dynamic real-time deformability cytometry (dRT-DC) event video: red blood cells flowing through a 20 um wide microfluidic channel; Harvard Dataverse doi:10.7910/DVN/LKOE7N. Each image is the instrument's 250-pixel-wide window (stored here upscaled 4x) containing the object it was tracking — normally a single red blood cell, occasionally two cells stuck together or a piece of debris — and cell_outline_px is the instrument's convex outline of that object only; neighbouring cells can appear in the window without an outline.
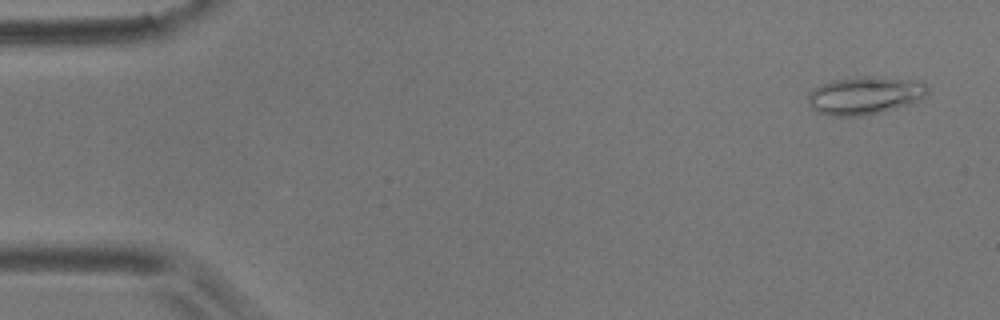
{"species": "common noctule bat (a hibernating species)", "species_latin": "Nyctalus noctula", "temperature_condition": "room temperature", "stored_images_in_passage": 54, "camera_frame_rate_fps": 3000, "um_per_image_px": 0.085, "animal": {"sex": "male", "body_mass_g": 17.9}, "frame": {"image": 1, "passage_image": 3, "time_ms": 0.667, "image_size_px": [1000, 320], "cell_outline_px": [[928, 92], [924, 100], [896, 108], [864, 116], [828, 116], [816, 112], [808, 104], [808, 92], [832, 80], [864, 76], [908, 80], [924, 84], [928, 88]], "centroid_in_image_um": [73.49, 8.15], "position_along_channel_um": 11.5, "area_um2": 26.3}}
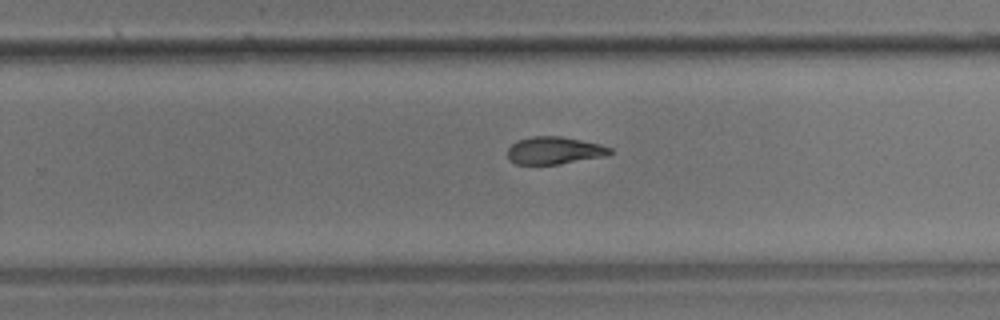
{"frame": {"image": 2, "passage_image": 36, "time_ms": 11.667, "image_size_px": [1000, 320], "cell_outline_px": [[612, 152], [604, 156], [560, 164], [516, 164], [508, 160], [508, 148], [516, 140], [532, 136], [560, 136], [600, 144], [612, 148]], "centroid_in_image_um": [47.08, 12.79], "position_along_channel_um": 282.7, "area_um2": 16.36}}
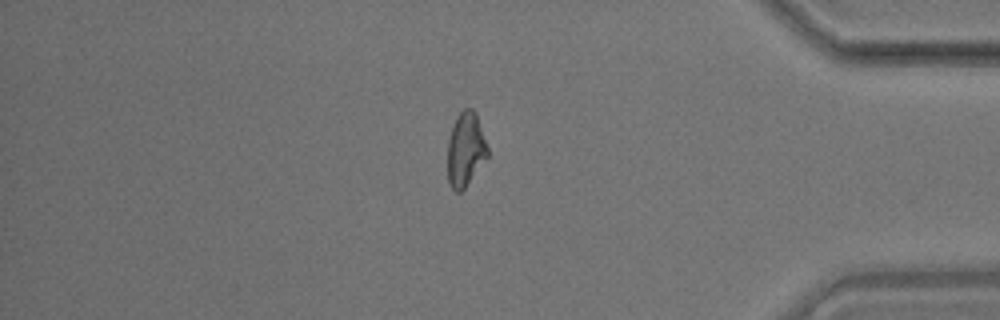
{"frame": {"image": 3, "passage_image": 48, "time_ms": 15.667, "image_size_px": [1000, 320], "cell_outline_px": [[488, 156], [464, 188], [460, 192], [456, 192], [448, 184], [448, 140], [456, 116], [464, 108], [472, 108], [476, 112], [488, 148]], "centroid_in_image_um": [39.57, 12.68], "position_along_channel_um": 395.6, "area_um2": 17.17}, "authors_computed_cell_mechanics": {"area_um2": 17.7157, "velocity_mm_per_s": 3.5569, "shape_relaxation_time_tau1_ms": 7.2049, "shape_relaxation_time_tau2_ms": 3.0857, "deformation_change_tau1": 0.185, "deformation_change_tau2": 0.1007}}